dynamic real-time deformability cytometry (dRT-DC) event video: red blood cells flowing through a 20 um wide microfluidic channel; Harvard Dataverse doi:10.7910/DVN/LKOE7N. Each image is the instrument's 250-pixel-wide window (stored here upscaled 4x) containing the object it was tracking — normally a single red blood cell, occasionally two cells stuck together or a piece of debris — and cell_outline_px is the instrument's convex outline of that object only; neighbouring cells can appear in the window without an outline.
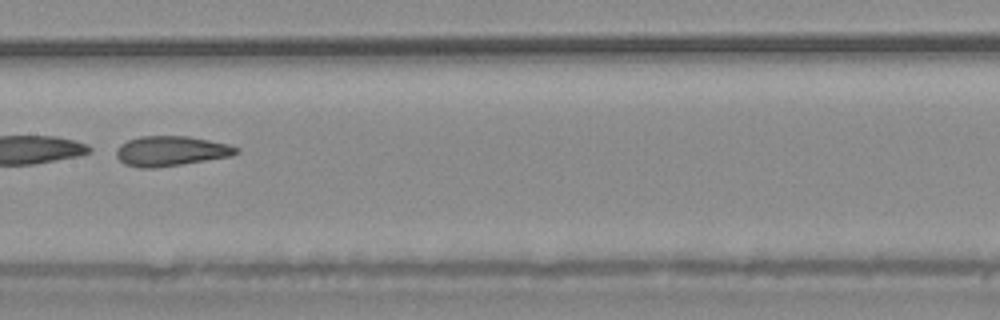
{"species": "common noctule bat (a hibernating species)", "species_latin": "Nyctalus noctula", "temperature_condition": "warm", "stored_images_in_passage": 36, "camera_frame_rate_fps": 3000, "um_per_image_px": 0.085, "animal": {"sex": "male", "body_mass_g": 20.4}, "frame": {"image": 1, "passage_image": 11, "time_ms": 3.333, "image_size_px": [1000, 320], "cell_outline_px": [[240, 152], [232, 156], [156, 168], [140, 168], [124, 164], [116, 156], [116, 148], [120, 144], [128, 140], [140, 136], [188, 136], [228, 144], [240, 148]], "centroid_in_image_um": [14.52, 12.84], "position_along_channel_um": 192.9, "area_um2": 21.04}, "authors_computed_cell_mechanics": {"area_um2": 21.386, "velocity_mm_per_s": 3.7745, "shape_relaxation_time_tau1_ms": null, "shape_relaxation_time_tau2_ms": 1.9641, "deformation_change_tau1": null, "deformation_change_tau2": 0.1049}}